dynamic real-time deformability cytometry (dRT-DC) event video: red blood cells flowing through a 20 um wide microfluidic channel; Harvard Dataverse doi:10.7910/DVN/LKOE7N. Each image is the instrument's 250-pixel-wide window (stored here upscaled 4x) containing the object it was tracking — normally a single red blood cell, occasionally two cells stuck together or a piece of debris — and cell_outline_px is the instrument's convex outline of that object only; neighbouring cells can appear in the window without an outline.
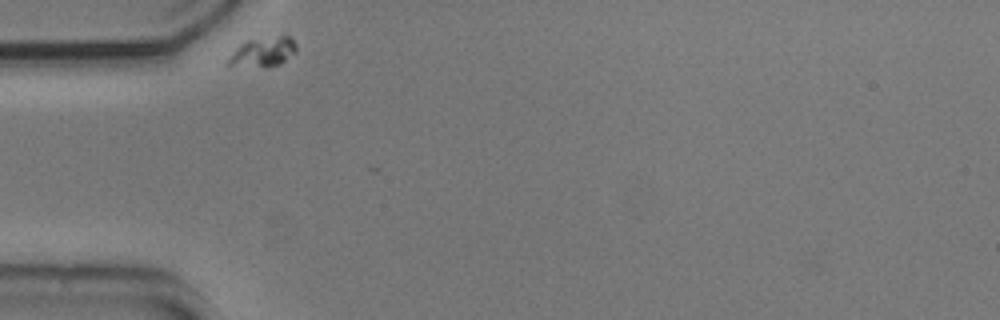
{"species": "common noctule bat (a hibernating species)", "species_latin": "Nyctalus noctula", "temperature_condition": "cold", "stored_images_in_passage": 34, "camera_frame_rate_fps": 3000, "um_per_image_px": 0.085, "animal": {"sex": "male", "body_mass_g": 20.5, "forearm_length_mm": 52.5}, "frame": {"image": 1, "passage_image": 1, "time_ms": 0.0, "image_size_px": [1000, 320], "cell_outline_px": [[296, 52], [280, 64], [268, 68], [264, 68], [224, 64], [228, 56], [240, 44], [248, 40], [280, 36], [288, 36], [296, 44]], "centroid_in_image_um": [22.32, 4.45], "position_along_channel_um": 62.7, "area_um2": 11.79}}
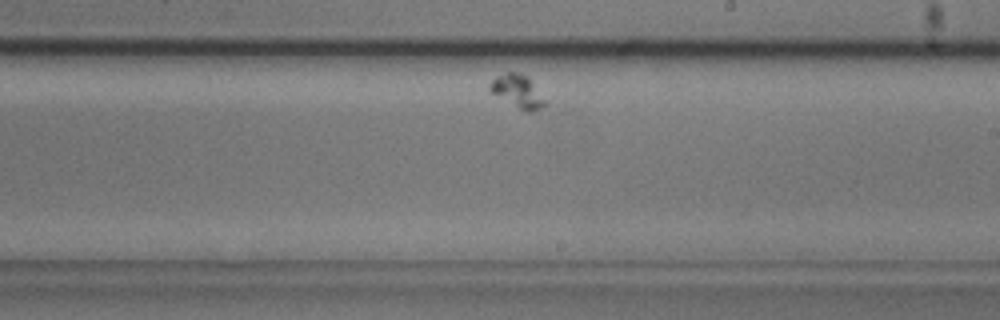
{"frame": {"image": 2, "passage_image": 21, "time_ms": 6.667, "image_size_px": [1000, 320], "cell_outline_px": [[544, 104], [540, 108], [532, 112], [524, 112], [492, 92], [488, 88], [488, 84], [496, 76], [508, 72], [520, 72], [528, 76], [544, 100]], "centroid_in_image_um": [43.97, 7.74], "position_along_channel_um": 245.0, "area_um2": 10.35}}
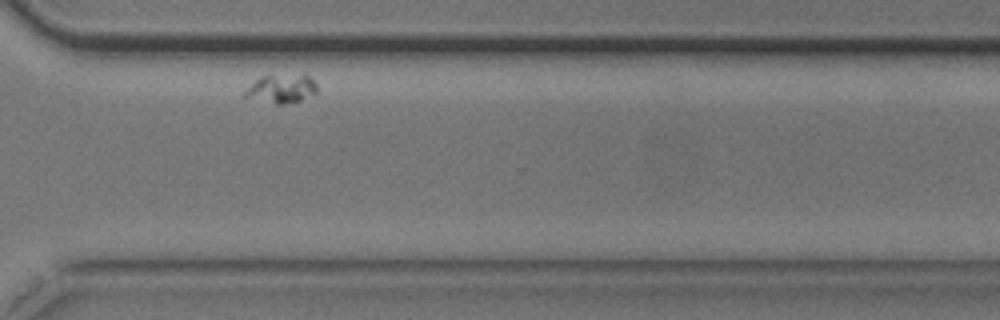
{"frame": {"image": 3, "passage_image": 31, "time_ms": 10.0, "image_size_px": [1000, 320], "cell_outline_px": [[316, 92], [300, 100], [284, 104], [276, 104], [244, 96], [244, 92], [260, 76], [308, 76], [316, 84]], "centroid_in_image_um": [23.9, 7.56], "position_along_channel_um": 346.7, "area_um2": 11.33}}